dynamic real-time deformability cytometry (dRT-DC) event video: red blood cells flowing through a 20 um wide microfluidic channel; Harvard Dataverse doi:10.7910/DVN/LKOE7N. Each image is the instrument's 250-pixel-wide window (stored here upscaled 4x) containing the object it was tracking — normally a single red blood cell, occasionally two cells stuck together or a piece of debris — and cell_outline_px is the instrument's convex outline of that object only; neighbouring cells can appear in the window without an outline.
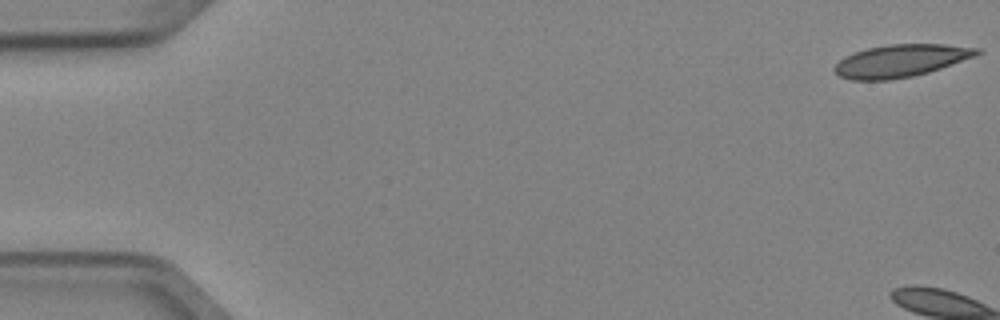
{"species": "Egyptian fruit bat (a non-hibernating species)", "species_latin": "Rousettus aegyptiacus", "temperature_condition": "cold", "stored_images_in_passage": 9, "camera_frame_rate_fps": 3000, "um_per_image_px": 0.085, "animal": {"sex": "female"}, "frame": {"image": 1, "passage_image": 1, "time_ms": 0.0, "image_size_px": [1000, 320], "cell_outline_px": [[984, 52], [976, 56], [928, 72], [912, 76], [888, 80], [852, 80], [840, 76], [832, 68], [844, 56], [852, 52], [868, 48], [888, 44], [944, 44], [980, 48]], "centroid_in_image_um": [76.57, 5.15], "position_along_channel_um": 8.4, "area_um2": 26.99}}
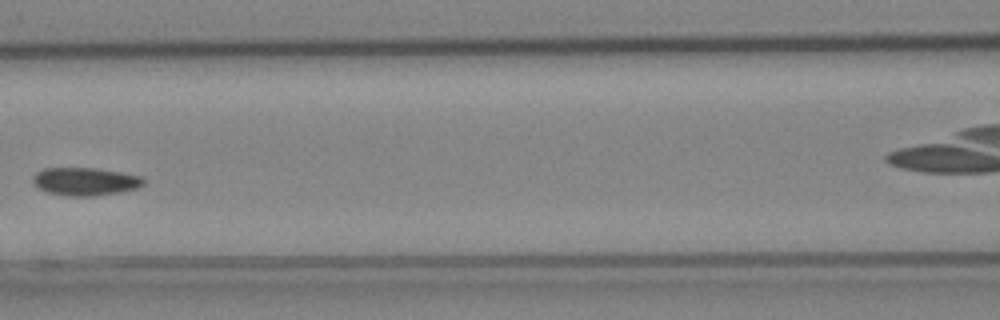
{"frame": {"image": 2, "passage_image": 8, "time_ms": 2.333, "image_size_px": [1000, 320], "cell_outline_px": [[144, 184], [140, 188], [120, 192], [92, 196], [68, 196], [48, 192], [32, 184], [32, 176], [36, 172], [44, 168], [96, 168], [144, 176]], "centroid_in_image_um": [7.26, 15.42], "position_along_channel_um": 159.3, "area_um2": 18.21}}